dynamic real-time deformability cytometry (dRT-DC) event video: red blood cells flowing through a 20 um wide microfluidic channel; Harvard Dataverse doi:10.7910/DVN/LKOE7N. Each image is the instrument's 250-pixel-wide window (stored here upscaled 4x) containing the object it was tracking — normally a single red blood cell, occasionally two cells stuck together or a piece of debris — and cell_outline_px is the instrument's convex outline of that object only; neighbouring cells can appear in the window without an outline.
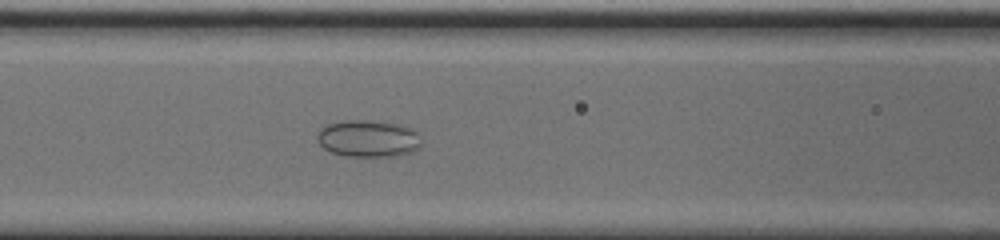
{"species": "common noctule bat (a hibernating species)", "species_latin": "Nyctalus noctula", "temperature_condition": "cold", "stored_images_in_passage": 43, "camera_frame_rate_fps": 3000, "um_per_image_px": 0.085, "animal": {"sex": "male", "body_mass_g": 20.0, "forearm_length_mm": 53.3}, "frame": {"image": 1, "passage_image": 10, "time_ms": 3.0, "image_size_px": [1000, 240], "cell_outline_px": [[420, 148], [400, 156], [344, 156], [332, 152], [324, 148], [316, 140], [316, 136], [320, 128], [328, 124], [344, 120], [372, 120], [400, 124], [412, 128], [416, 132], [420, 144]], "centroid_in_image_um": [31.28, 11.77], "position_along_channel_um": 135.3, "area_um2": 22.6}}
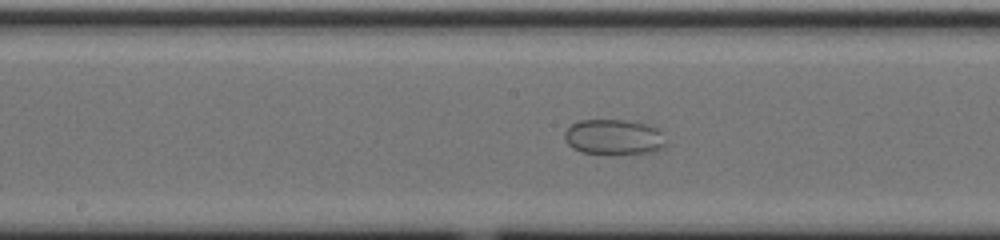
{"frame": {"image": 2, "passage_image": 15, "time_ms": 4.667, "image_size_px": [1000, 240], "cell_outline_px": [[668, 144], [664, 148], [652, 152], [584, 152], [572, 148], [568, 144], [564, 136], [564, 132], [576, 120], [628, 120], [644, 124], [656, 128], [660, 132]], "centroid_in_image_um": [52.17, 11.62], "position_along_channel_um": 196.0, "area_um2": 20.4}}
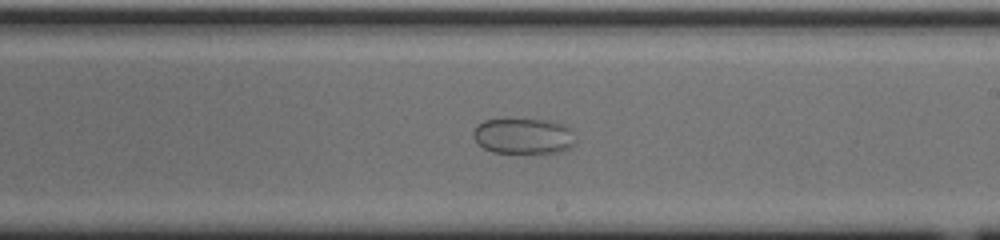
{"frame": {"image": 3, "passage_image": 19, "time_ms": 6.0, "image_size_px": [1000, 240], "cell_outline_px": [[576, 144], [572, 148], [564, 152], [492, 152], [484, 148], [472, 136], [472, 132], [476, 124], [484, 120], [552, 120], [564, 124], [568, 128], [576, 140]], "centroid_in_image_um": [44.52, 11.57], "position_along_channel_um": 244.5, "area_um2": 21.27}}